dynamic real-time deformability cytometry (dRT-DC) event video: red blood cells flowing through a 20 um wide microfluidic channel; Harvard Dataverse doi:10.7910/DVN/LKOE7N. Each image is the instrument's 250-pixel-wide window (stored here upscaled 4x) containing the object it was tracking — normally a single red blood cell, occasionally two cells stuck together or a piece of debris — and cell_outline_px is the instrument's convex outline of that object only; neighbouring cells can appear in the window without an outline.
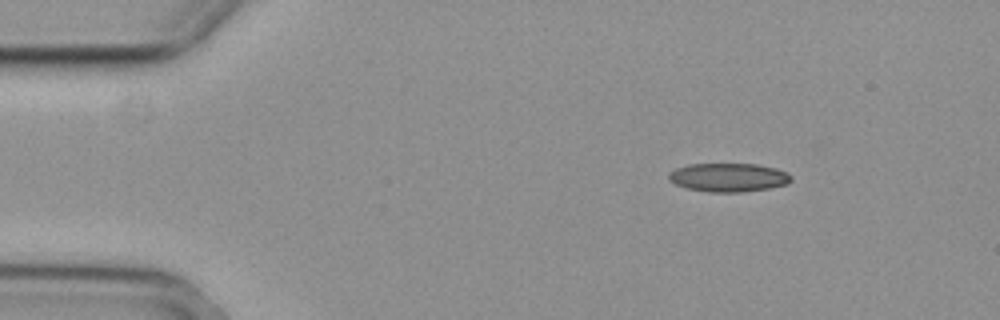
{"species": "common noctule bat (a hibernating species)", "species_latin": "Nyctalus noctula", "temperature_condition": "cold", "stored_images_in_passage": 7, "camera_frame_rate_fps": 3000, "um_per_image_px": 0.085, "animal": {"sex": "female", "body_mass_g": 29.2, "forearm_length_mm": 56.3}, "frame": {"image": 1, "passage_image": 1, "time_ms": 0.0, "image_size_px": [1000, 320], "cell_outline_px": [[792, 180], [788, 184], [768, 188], [740, 192], [708, 192], [688, 188], [676, 184], [668, 180], [668, 172], [676, 168], [688, 164], [756, 164], [776, 168], [788, 172], [792, 176]], "centroid_in_image_um": [61.93, 15.07], "position_along_channel_um": 23.1, "area_um2": 20.52}}